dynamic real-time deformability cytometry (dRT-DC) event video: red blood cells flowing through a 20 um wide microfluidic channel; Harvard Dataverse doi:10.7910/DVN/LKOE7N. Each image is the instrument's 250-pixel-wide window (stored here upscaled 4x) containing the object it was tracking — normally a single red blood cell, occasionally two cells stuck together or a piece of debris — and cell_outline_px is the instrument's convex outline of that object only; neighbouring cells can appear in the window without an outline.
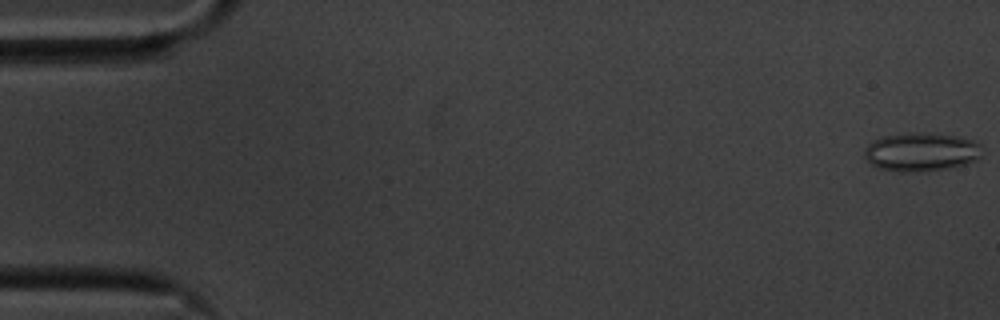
{"species": "common noctule bat (a hibernating species)", "species_latin": "Nyctalus noctula", "temperature_condition": "cold", "stored_images_in_passage": 38, "camera_frame_rate_fps": 3000, "um_per_image_px": 0.085, "animal": {"sex": "male", "body_mass_g": 20.1, "forearm_length_mm": 53.5}, "frame": {"image": 1, "passage_image": 1, "time_ms": 0.0, "image_size_px": [1000, 320], "cell_outline_px": [[980, 156], [976, 160], [968, 164], [948, 168], [924, 172], [900, 172], [880, 168], [872, 164], [864, 156], [864, 148], [872, 140], [884, 136], [912, 132], [928, 132], [952, 136], [972, 140], [980, 144]], "centroid_in_image_um": [78.28, 12.92], "position_along_channel_um": 6.7, "area_um2": 26.59}}
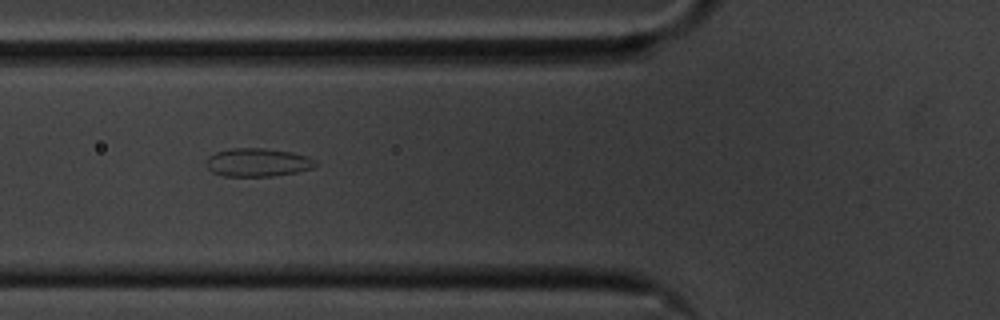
{"frame": {"image": 2, "passage_image": 21, "time_ms": 6.667, "image_size_px": [1000, 320], "cell_outline_px": [[316, 164], [312, 168], [296, 172], [272, 176], [224, 176], [212, 172], [208, 168], [208, 156], [216, 152], [232, 148], [264, 148], [292, 152], [308, 156], [316, 160]], "centroid_in_image_um": [21.92, 13.8], "position_along_channel_um": 103.9, "area_um2": 17.92}}
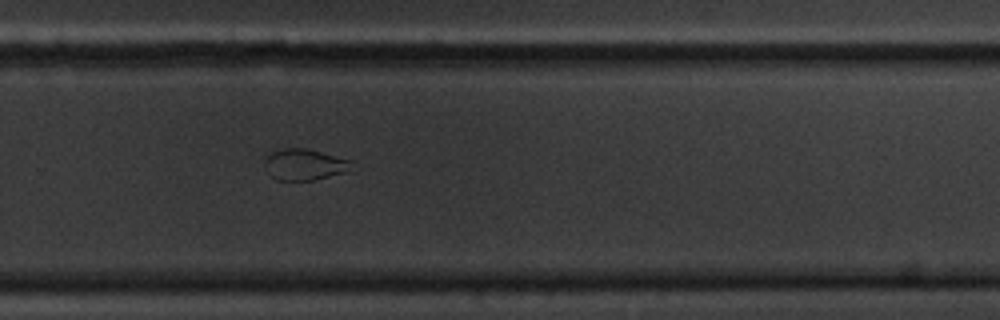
{"frame": {"image": 3, "passage_image": 38, "time_ms": 12.333, "image_size_px": [1000, 320], "cell_outline_px": [[352, 160], [348, 172], [312, 180], [276, 180], [268, 172], [264, 164], [264, 160], [272, 152], [284, 148], [304, 148]], "centroid_in_image_um": [25.87, 13.99], "position_along_channel_um": 303.9, "area_um2": 15.61}}